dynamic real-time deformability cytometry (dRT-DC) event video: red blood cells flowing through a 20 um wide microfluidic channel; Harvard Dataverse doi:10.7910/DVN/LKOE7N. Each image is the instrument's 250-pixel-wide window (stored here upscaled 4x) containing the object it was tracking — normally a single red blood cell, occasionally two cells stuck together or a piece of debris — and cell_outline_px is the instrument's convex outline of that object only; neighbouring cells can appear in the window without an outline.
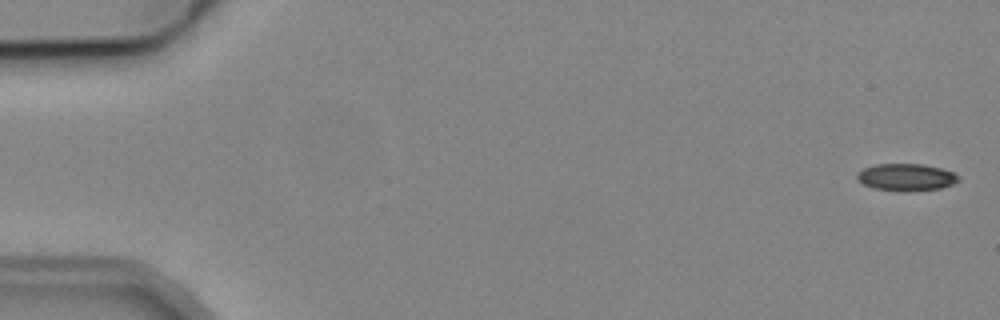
{"species": "common noctule bat (a hibernating species)", "species_latin": "Nyctalus noctula", "temperature_condition": "cold", "stored_images_in_passage": 5, "camera_frame_rate_fps": 3000, "um_per_image_px": 0.085, "animal": {"sex": "male", "body_mass_g": 19.2, "forearm_length_mm": 51.8}, "frame": {"image": 1, "passage_image": 1, "time_ms": 0.0, "image_size_px": [1000, 320], "cell_outline_px": [[960, 180], [952, 184], [940, 188], [904, 192], [872, 188], [864, 184], [856, 176], [856, 172], [864, 168], [876, 164], [920, 164], [940, 168], [952, 172], [960, 176]], "centroid_in_image_um": [77.02, 15.07], "position_along_channel_um": 8.0, "area_um2": 16.01}}